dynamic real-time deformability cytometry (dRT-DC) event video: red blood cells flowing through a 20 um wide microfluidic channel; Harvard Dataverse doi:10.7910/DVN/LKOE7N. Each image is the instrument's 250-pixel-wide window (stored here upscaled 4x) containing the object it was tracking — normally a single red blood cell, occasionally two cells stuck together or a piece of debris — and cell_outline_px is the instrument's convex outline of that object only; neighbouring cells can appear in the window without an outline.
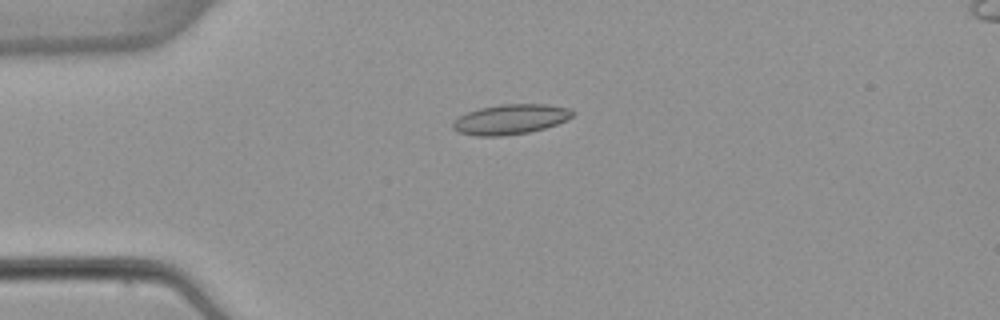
{"species": "common noctule bat (a hibernating species)", "species_latin": "Nyctalus noctula", "temperature_condition": "warm", "stored_images_in_passage": 6, "camera_frame_rate_fps": 3000, "um_per_image_px": 0.085, "animal": {"sex": "female", "body_mass_g": 22.7, "forearm_length_mm": 54.2}, "frame": {"image": 1, "passage_image": 3, "time_ms": 2.333, "image_size_px": [1000, 320], "cell_outline_px": [[576, 112], [572, 116], [556, 124], [544, 128], [528, 132], [500, 136], [476, 136], [460, 132], [452, 128], [452, 124], [460, 116], [468, 112], [480, 108], [500, 104], [548, 104], [568, 108]], "centroid_in_image_um": [43.4, 10.13], "position_along_channel_um": 41.6, "area_um2": 20.69}}
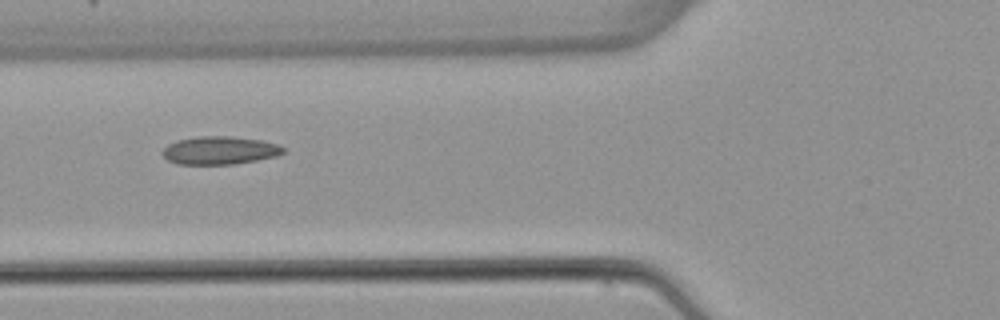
{"frame": {"image": 2, "passage_image": 5, "time_ms": 4.667, "image_size_px": [1000, 320], "cell_outline_px": [[284, 152], [276, 156], [236, 164], [180, 164], [168, 160], [160, 152], [168, 144], [176, 140], [200, 136], [232, 136], [260, 140], [276, 144], [284, 148]], "centroid_in_image_um": [18.65, 12.78], "position_along_channel_um": 107.2, "area_um2": 19.65}}
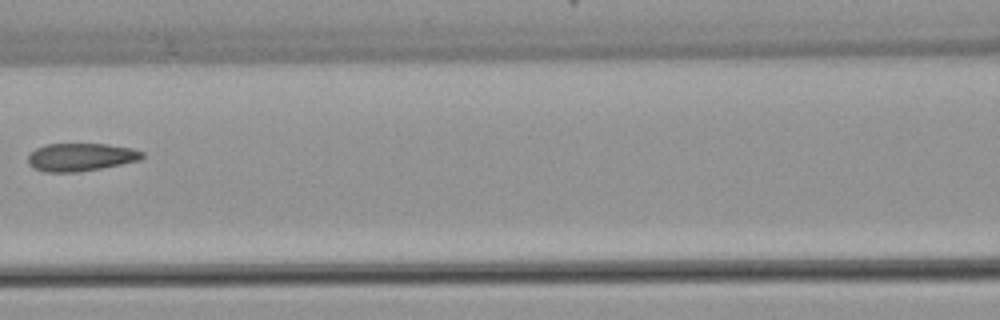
{"frame": {"image": 3, "passage_image": 6, "time_ms": 6.0, "image_size_px": [1000, 320], "cell_outline_px": [[144, 156], [140, 160], [100, 168], [76, 172], [44, 172], [32, 168], [28, 164], [28, 156], [36, 148], [48, 144], [108, 144], [132, 148], [144, 152]], "centroid_in_image_um": [6.85, 13.35], "position_along_channel_um": 159.7, "area_um2": 18.55}}